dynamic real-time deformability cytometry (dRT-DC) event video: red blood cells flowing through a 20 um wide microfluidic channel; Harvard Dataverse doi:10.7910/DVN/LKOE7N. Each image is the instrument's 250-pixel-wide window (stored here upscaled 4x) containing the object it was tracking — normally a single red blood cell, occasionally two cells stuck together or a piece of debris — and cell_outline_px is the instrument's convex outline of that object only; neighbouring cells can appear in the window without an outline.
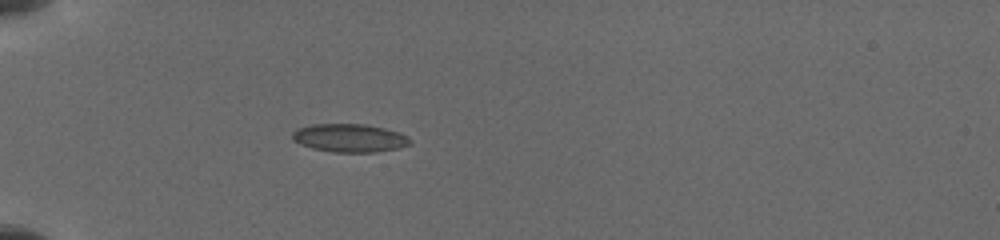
{"species": "common noctule bat (a hibernating species)", "species_latin": "Nyctalus noctula", "temperature_condition": "cold", "stored_images_in_passage": 11, "camera_frame_rate_fps": 3000, "um_per_image_px": 0.085, "animal": {"sex": "female", "body_mass_g": 19.5, "forearm_length_mm": 54.1}, "frame": {"image": 1, "passage_image": 8, "time_ms": 1.0, "image_size_px": [1000, 240], "cell_outline_px": [[412, 140], [408, 144], [396, 148], [372, 152], [336, 152], [312, 148], [300, 144], [292, 140], [292, 132], [296, 128], [312, 124], [364, 124], [384, 128], [400, 132], [408, 136]], "centroid_in_image_um": [29.68, 11.71], "position_along_channel_um": 55.3, "area_um2": 19.31}}